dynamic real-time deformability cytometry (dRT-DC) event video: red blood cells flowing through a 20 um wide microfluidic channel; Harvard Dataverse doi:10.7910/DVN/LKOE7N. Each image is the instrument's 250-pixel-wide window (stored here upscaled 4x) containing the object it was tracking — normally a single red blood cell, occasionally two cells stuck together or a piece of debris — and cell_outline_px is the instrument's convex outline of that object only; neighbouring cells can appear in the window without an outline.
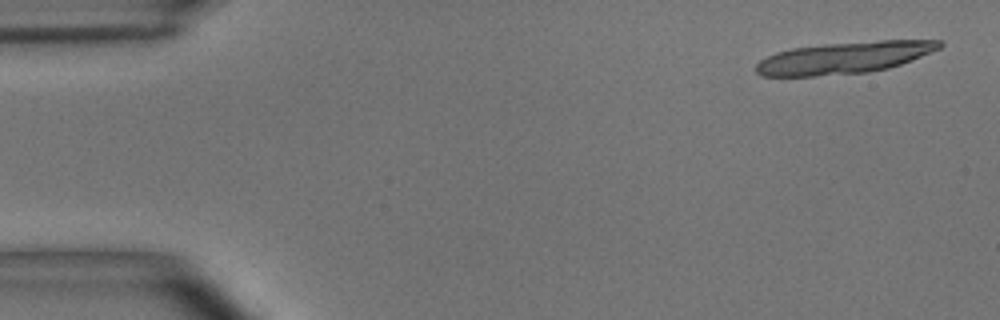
{"species": "common noctule bat (a hibernating species)", "species_latin": "Nyctalus noctula", "temperature_condition": "room temperature", "stored_images_in_passage": 5, "segment_of_instrument_passage": [1, 2], "camera_frame_rate_fps": 3000, "um_per_image_px": 0.085, "animal": {"sex": "male", "body_mass_g": 15.6}, "frame": {"image": 1, "passage_image": 1, "time_ms": 0.0, "image_size_px": [1000, 320], "cell_outline_px": [[944, 44], [940, 48], [912, 60], [888, 68], [868, 72], [816, 76], [760, 76], [756, 72], [756, 64], [760, 60], [776, 52], [792, 48], [824, 44], [880, 40], [940, 40]], "centroid_in_image_um": [71.75, 4.9], "position_along_channel_um": 13.3, "area_um2": 33.93}}